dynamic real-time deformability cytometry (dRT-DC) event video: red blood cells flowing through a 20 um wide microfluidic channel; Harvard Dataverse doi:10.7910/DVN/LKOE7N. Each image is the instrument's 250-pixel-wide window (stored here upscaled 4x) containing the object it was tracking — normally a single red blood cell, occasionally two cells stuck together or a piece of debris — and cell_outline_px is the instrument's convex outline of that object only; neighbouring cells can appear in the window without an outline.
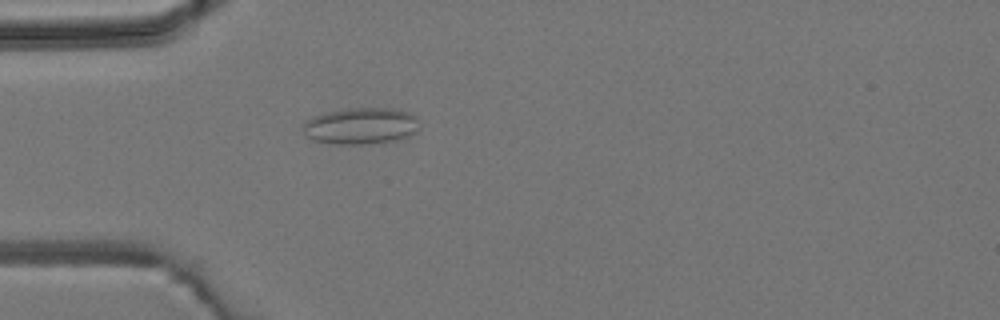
{"species": "common noctule bat (a hibernating species)", "species_latin": "Nyctalus noctula", "temperature_condition": "room temperature", "stored_images_in_passage": 1, "camera_frame_rate_fps": 3000, "um_per_image_px": 0.085, "animal": {"sex": "male", "body_mass_g": 19.2, "forearm_length_mm": 51.8}, "frame": {"image": 1, "passage_image": 1, "time_ms": 0.0, "image_size_px": [1000, 320], "cell_outline_px": [[420, 128], [416, 132], [408, 136], [396, 140], [368, 144], [336, 144], [312, 140], [304, 132], [304, 124], [312, 116], [328, 112], [352, 108], [392, 108], [408, 112], [416, 116]], "centroid_in_image_um": [30.71, 10.71], "position_along_channel_um": 54.3, "area_um2": 24.74}}